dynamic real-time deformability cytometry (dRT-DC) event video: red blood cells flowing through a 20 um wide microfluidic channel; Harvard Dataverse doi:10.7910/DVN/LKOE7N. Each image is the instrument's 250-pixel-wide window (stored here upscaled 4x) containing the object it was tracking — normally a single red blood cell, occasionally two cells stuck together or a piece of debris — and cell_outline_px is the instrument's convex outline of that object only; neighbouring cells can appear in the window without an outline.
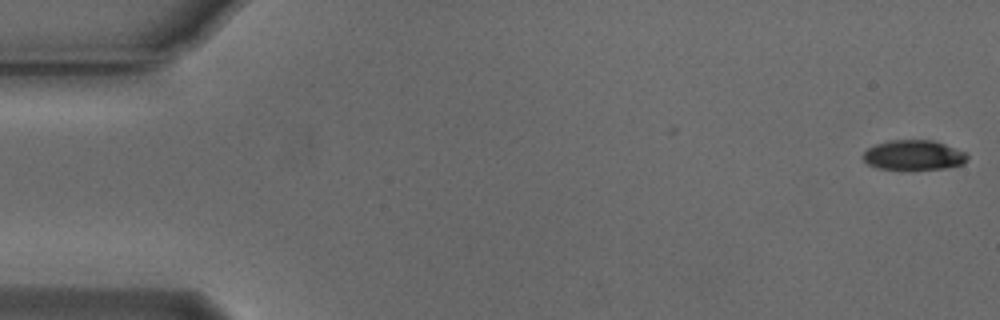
{"species": "Egyptian fruit bat (a non-hibernating species)", "species_latin": "Rousettus aegyptiacus", "temperature_condition": "cold", "stored_images_in_passage": 3, "camera_frame_rate_fps": 3000, "um_per_image_px": 0.085, "animal": {"sex": "male"}, "frame": {"image": 1, "passage_image": 3, "time_ms": 0.667, "image_size_px": [1000, 320], "cell_outline_px": [[968, 156], [964, 164], [944, 168], [880, 168], [868, 164], [864, 160], [864, 152], [868, 148], [876, 144], [888, 140], [932, 140], [944, 144], [964, 152]], "centroid_in_image_um": [77.66, 13.16], "position_along_channel_um": 7.3, "area_um2": 17.63}}